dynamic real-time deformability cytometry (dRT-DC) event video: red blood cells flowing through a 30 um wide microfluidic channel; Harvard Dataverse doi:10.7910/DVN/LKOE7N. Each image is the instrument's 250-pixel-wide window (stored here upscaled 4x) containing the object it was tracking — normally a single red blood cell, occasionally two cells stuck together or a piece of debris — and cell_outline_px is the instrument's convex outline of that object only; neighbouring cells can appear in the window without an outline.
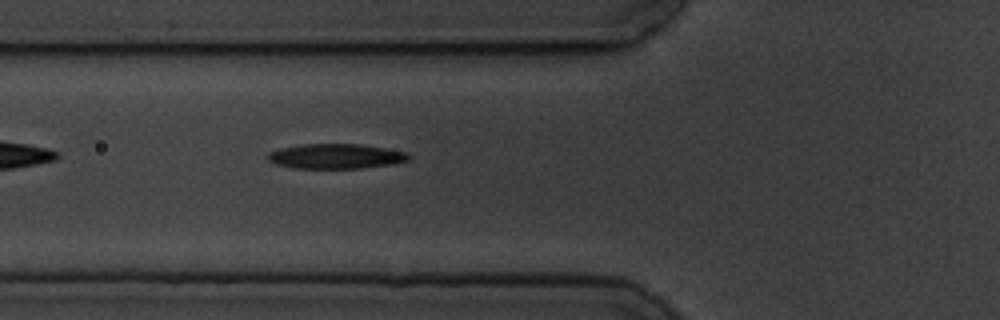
{"species": "common noctule bat (a hibernating species)", "species_latin": "Nyctalus noctula", "temperature_condition": "cold", "stored_images_in_passage": 4, "camera_frame_rate_fps": 3000, "um_per_image_px": 0.085, "animal": {"sex": "male", "body_mass_g": 19.5, "forearm_length_mm": 54.6}, "frame": {"image": 1, "passage_image": 4, "time_ms": 4.0, "image_size_px": [1000, 320], "cell_outline_px": [[412, 156], [408, 160], [392, 164], [360, 168], [296, 168], [276, 164], [268, 160], [268, 152], [280, 148], [304, 144], [360, 144], [408, 152]], "centroid_in_image_um": [28.56, 13.28], "position_along_channel_um": 97.2, "area_um2": 20.35}}